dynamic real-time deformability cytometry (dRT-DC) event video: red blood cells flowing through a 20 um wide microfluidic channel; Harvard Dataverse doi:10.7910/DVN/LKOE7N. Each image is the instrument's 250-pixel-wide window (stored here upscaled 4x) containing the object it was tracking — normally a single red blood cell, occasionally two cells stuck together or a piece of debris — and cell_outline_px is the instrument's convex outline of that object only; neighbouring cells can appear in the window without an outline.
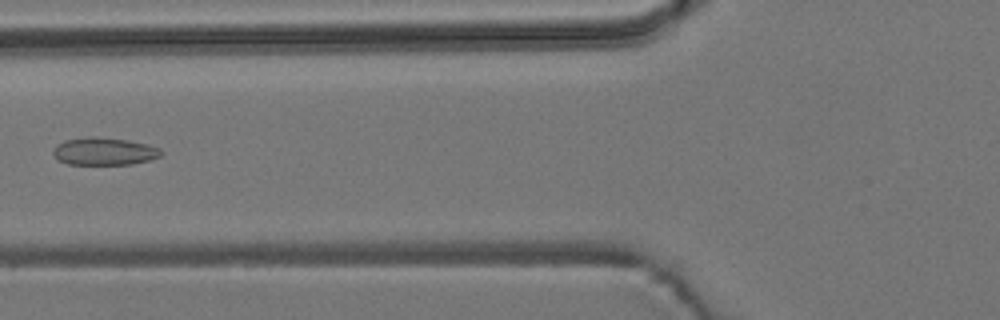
{"species": "common noctule bat (a hibernating species)", "species_latin": "Nyctalus noctula", "temperature_condition": "room temperature", "stored_images_in_passage": 7, "camera_frame_rate_fps": 3000, "um_per_image_px": 0.085, "animal": {"sex": "male", "body_mass_g": 19.2, "forearm_length_mm": 51.8}, "frame": {"image": 1, "passage_image": 6, "time_ms": 6.667, "image_size_px": [1000, 320], "cell_outline_px": [[164, 152], [160, 156], [148, 160], [132, 164], [68, 164], [60, 160], [52, 152], [56, 144], [64, 140], [88, 136], [92, 136], [128, 140], [148, 144], [160, 148]], "centroid_in_image_um": [8.87, 12.85], "position_along_channel_um": 116.9, "area_um2": 17.34}}
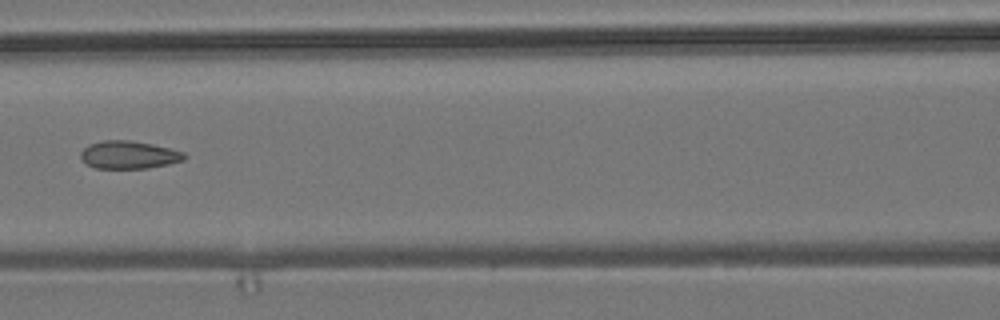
{"frame": {"image": 2, "passage_image": 7, "time_ms": 7.667, "image_size_px": [1000, 320], "cell_outline_px": [[188, 156], [184, 160], [168, 164], [148, 168], [96, 168], [88, 164], [80, 156], [80, 152], [88, 144], [104, 140], [132, 140], [152, 144], [184, 152]], "centroid_in_image_um": [10.97, 13.15], "position_along_channel_um": 155.6, "area_um2": 16.76}}